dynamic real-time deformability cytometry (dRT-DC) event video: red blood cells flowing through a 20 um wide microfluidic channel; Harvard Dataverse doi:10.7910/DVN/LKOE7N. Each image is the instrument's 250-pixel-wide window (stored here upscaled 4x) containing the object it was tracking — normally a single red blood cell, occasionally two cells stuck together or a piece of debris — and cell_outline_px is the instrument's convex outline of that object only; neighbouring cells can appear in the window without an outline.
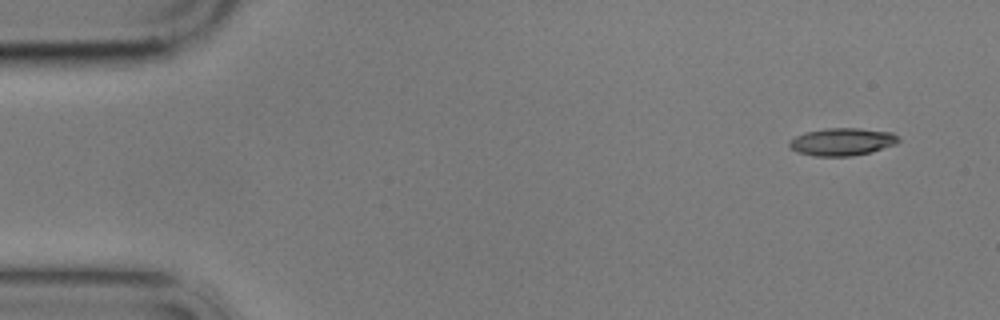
{"species": "common noctule bat (a hibernating species)", "species_latin": "Nyctalus noctula", "temperature_condition": "cold", "stored_images_in_passage": 3, "camera_frame_rate_fps": 3000, "um_per_image_px": 0.085, "animal": {"sex": "male", "body_mass_g": 17.9}, "frame": {"image": 1, "passage_image": 1, "time_ms": 0.0, "image_size_px": [1000, 320], "cell_outline_px": [[900, 140], [896, 144], [872, 152], [852, 156], [816, 156], [796, 152], [788, 144], [796, 136], [808, 132], [824, 128], [860, 128], [892, 132]], "centroid_in_image_um": [71.61, 12.05], "position_along_channel_um": 13.4, "area_um2": 17.46}}